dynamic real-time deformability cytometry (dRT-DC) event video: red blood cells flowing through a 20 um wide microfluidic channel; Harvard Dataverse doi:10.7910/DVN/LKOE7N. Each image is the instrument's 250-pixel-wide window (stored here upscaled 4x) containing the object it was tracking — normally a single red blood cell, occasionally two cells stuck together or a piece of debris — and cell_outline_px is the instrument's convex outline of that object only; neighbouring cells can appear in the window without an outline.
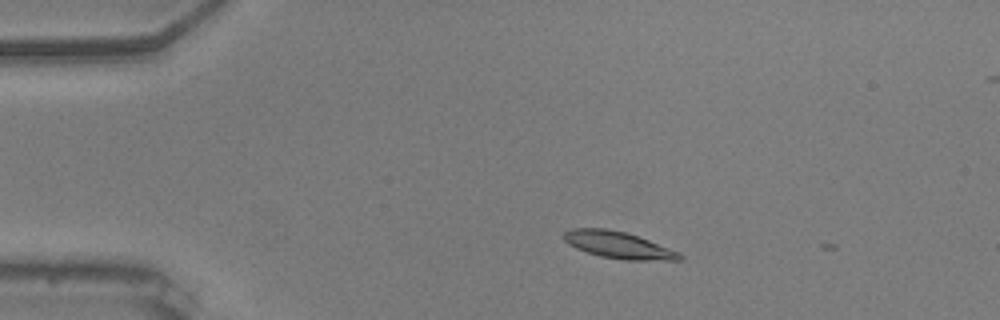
{"species": "common noctule bat (a hibernating species)", "species_latin": "Nyctalus noctula", "temperature_condition": "warm", "stored_images_in_passage": 4, "camera_frame_rate_fps": 3000, "um_per_image_px": 0.085, "animal": {"sex": "male", "body_mass_g": 20.5, "forearm_length_mm": 52.5}, "frame": {"image": 1, "passage_image": 2, "time_ms": 0.333, "image_size_px": [1000, 320], "cell_outline_px": [[684, 260], [624, 260], [600, 256], [576, 248], [568, 244], [564, 240], [564, 232], [572, 228], [608, 228], [624, 232], [648, 240], [680, 252], [684, 256]], "centroid_in_image_um": [52.58, 20.83], "position_along_channel_um": 32.4, "area_um2": 18.03}}